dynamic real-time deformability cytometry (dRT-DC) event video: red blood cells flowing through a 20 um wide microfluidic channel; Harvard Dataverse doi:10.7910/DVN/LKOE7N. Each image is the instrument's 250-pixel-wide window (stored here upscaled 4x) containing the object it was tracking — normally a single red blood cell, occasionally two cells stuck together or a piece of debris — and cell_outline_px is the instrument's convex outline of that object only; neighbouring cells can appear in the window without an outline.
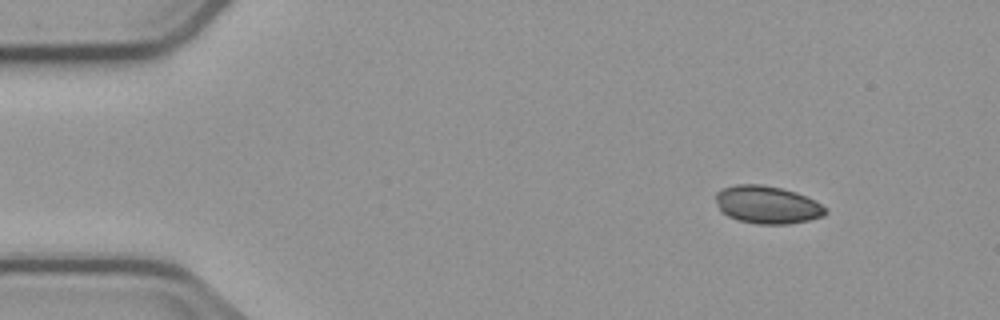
{"species": "common noctule bat (a hibernating species)", "species_latin": "Nyctalus noctula", "temperature_condition": "cold", "stored_images_in_passage": 3, "camera_frame_rate_fps": 3000, "um_per_image_px": 0.085, "animal": {"sex": "male", "body_mass_g": 23.1, "forearm_length_mm": 52.7}, "frame": {"image": 1, "passage_image": 1, "time_ms": 0.0, "image_size_px": [1000, 320], "cell_outline_px": [[828, 212], [824, 216], [808, 220], [788, 224], [756, 224], [736, 220], [720, 212], [716, 200], [716, 192], [724, 188], [736, 184], [760, 184], [780, 188], [796, 192], [828, 208]], "centroid_in_image_um": [65.2, 17.41], "position_along_channel_um": 19.8, "area_um2": 24.16}}
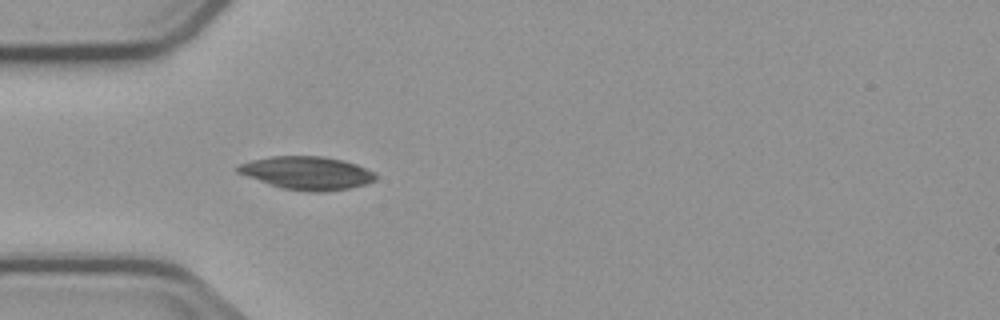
{"frame": {"image": 2, "passage_image": 3, "time_ms": 3.333, "image_size_px": [1000, 320], "cell_outline_px": [[376, 180], [364, 184], [348, 188], [324, 192], [308, 192], [284, 188], [268, 184], [236, 172], [236, 168], [240, 164], [252, 160], [272, 156], [324, 156], [344, 160], [356, 164], [376, 172]], "centroid_in_image_um": [26.11, 14.7], "position_along_channel_um": 58.9, "area_um2": 26.59}}